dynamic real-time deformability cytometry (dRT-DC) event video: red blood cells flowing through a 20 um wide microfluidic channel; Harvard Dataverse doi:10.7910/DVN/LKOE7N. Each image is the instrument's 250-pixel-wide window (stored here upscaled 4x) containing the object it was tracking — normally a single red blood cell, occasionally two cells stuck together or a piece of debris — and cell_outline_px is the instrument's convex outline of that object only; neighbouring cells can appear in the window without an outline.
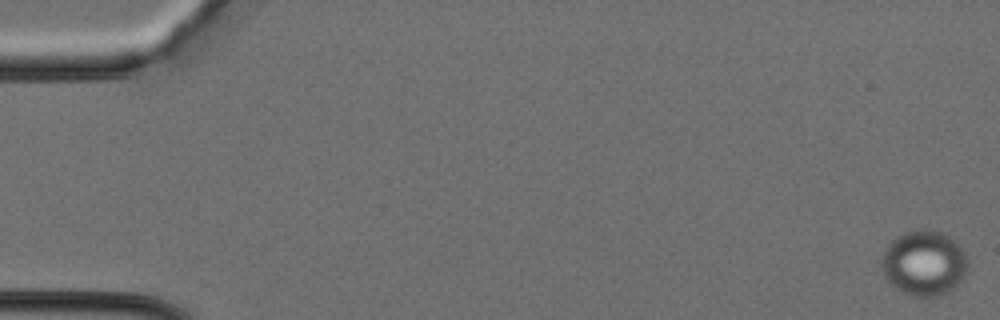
{"species": "Egyptian fruit bat (a non-hibernating species)", "species_latin": "Rousettus aegyptiacus", "temperature_condition": "cold", "stored_images_in_passage": 13, "camera_frame_rate_fps": 3000, "um_per_image_px": 0.085, "animal": {"sex": "female"}, "frame": {"image": 1, "passage_image": 1, "time_ms": 0.0, "image_size_px": [1000, 320], "cell_outline_px": [[968, 268], [964, 276], [948, 292], [940, 296], [912, 296], [900, 292], [884, 276], [880, 260], [888, 244], [896, 236], [904, 232], [920, 228], [924, 228], [940, 232], [948, 236], [964, 252], [968, 260]], "centroid_in_image_um": [78.52, 22.36], "position_along_channel_um": 6.5, "area_um2": 32.77}}